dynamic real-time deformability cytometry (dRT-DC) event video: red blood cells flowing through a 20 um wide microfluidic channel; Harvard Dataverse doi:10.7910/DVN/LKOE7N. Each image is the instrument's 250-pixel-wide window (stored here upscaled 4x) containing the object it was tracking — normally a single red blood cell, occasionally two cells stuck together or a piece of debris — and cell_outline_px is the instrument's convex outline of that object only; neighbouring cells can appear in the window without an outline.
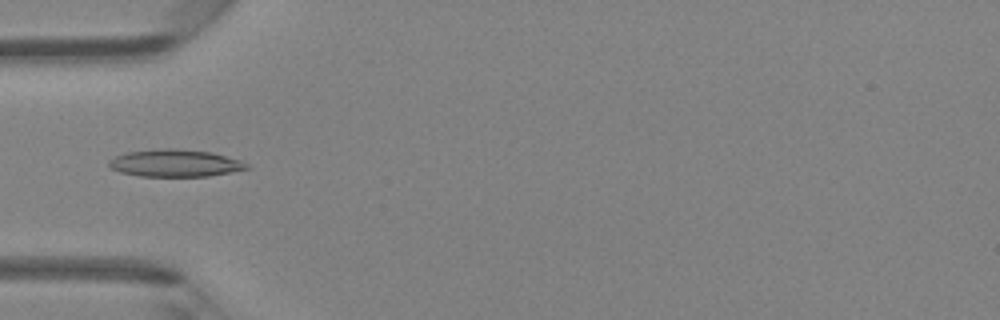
{"species": "Egyptian fruit bat (a non-hibernating species)", "species_latin": "Rousettus aegyptiacus", "temperature_condition": "room temperature", "stored_images_in_passage": 47, "camera_frame_rate_fps": 3000, "um_per_image_px": 0.085, "animal": {"sex": "female"}, "frame": {"image": 1, "passage_image": 16, "time_ms": 5.0, "image_size_px": [1000, 320], "cell_outline_px": [[252, 168], [232, 172], [208, 176], [140, 176], [120, 172], [112, 168], [108, 164], [108, 160], [116, 156], [128, 152], [164, 148], [172, 148], [212, 152], [240, 160], [248, 164]], "centroid_in_image_um": [14.92, 13.87], "position_along_channel_um": 70.1, "area_um2": 21.85}}
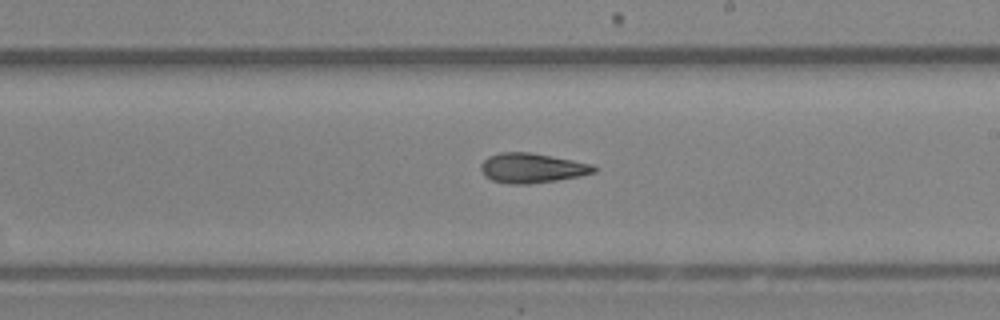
{"frame": {"image": 2, "passage_image": 28, "time_ms": 9.0, "image_size_px": [1000, 320], "cell_outline_px": [[596, 172], [580, 176], [556, 180], [528, 184], [512, 184], [492, 180], [484, 176], [480, 168], [480, 164], [488, 156], [500, 152], [528, 152], [552, 156], [596, 164]], "centroid_in_image_um": [45.23, 14.27], "position_along_channel_um": 243.8, "area_um2": 19.71}}
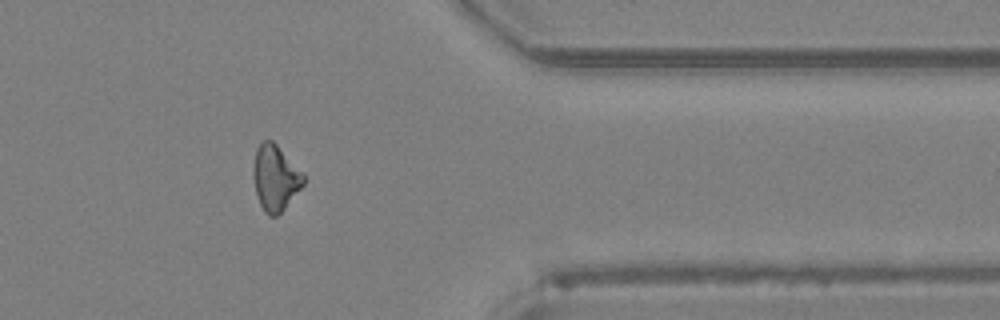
{"frame": {"image": 3, "passage_image": 39, "time_ms": 12.667, "image_size_px": [1000, 320], "cell_outline_px": [[304, 184], [284, 208], [276, 216], [268, 216], [264, 212], [260, 204], [256, 192], [252, 176], [252, 172], [256, 148], [264, 140], [272, 140], [304, 172]], "centroid_in_image_um": [23.39, 15.1], "position_along_channel_um": 388.0, "area_um2": 19.19}, "authors_computed_cell_mechanics": {"area_um2": 19.4208, "velocity_mm_per_s": 4.3533, "shape_relaxation_time_tau1_ms": 3.7554, "shape_relaxation_time_tau2_ms": 3.3161, "deformation_change_tau1": 0.1453, "deformation_change_tau2": 0.1323}}